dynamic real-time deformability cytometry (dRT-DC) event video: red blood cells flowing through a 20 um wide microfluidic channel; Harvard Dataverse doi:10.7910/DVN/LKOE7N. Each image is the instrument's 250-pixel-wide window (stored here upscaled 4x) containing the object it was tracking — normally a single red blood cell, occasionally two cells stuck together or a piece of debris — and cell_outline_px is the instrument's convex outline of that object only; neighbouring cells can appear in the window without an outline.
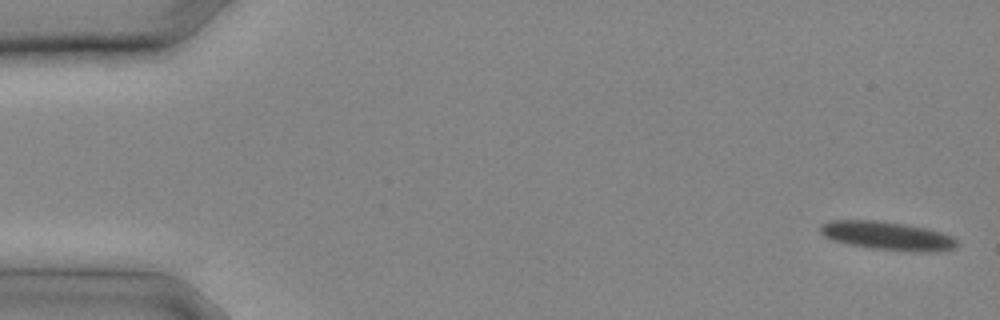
{"species": "common noctule bat (a hibernating species)", "species_latin": "Nyctalus noctula", "temperature_condition": "cold", "stored_images_in_passage": 9, "camera_frame_rate_fps": 3000, "um_per_image_px": 0.085, "animal": {"sex": "male", "body_mass_g": 20.4}, "frame": {"image": 1, "passage_image": 1, "time_ms": 0.0, "image_size_px": [1000, 320], "cell_outline_px": [[960, 244], [956, 248], [936, 252], [912, 252], [872, 248], [848, 244], [832, 240], [824, 236], [820, 232], [820, 224], [828, 220], [876, 220], [904, 224], [924, 228], [940, 232], [952, 236]], "centroid_in_image_um": [75.43, 20.05], "position_along_channel_um": 9.6, "area_um2": 22.89}}
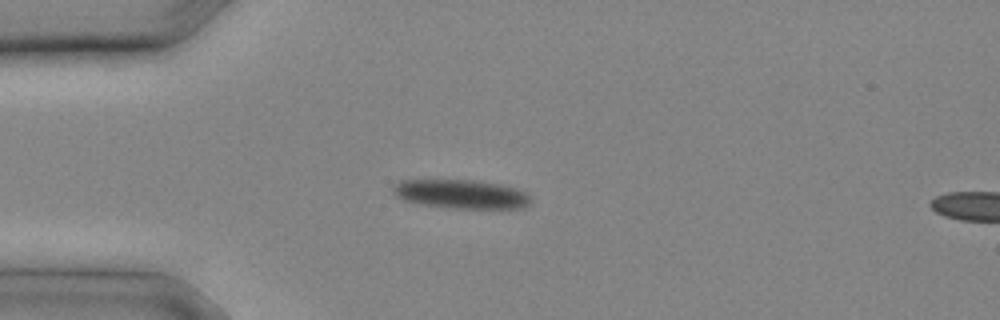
{"frame": {"image": 2, "passage_image": 7, "time_ms": 2.0, "image_size_px": [1000, 320], "cell_outline_px": [[532, 204], [524, 208], [452, 208], [420, 204], [404, 200], [396, 196], [392, 192], [392, 188], [400, 180], [472, 180], [500, 184], [516, 188], [524, 192], [532, 200]], "centroid_in_image_um": [39.2, 16.5], "position_along_channel_um": 45.8, "area_um2": 23.24}}